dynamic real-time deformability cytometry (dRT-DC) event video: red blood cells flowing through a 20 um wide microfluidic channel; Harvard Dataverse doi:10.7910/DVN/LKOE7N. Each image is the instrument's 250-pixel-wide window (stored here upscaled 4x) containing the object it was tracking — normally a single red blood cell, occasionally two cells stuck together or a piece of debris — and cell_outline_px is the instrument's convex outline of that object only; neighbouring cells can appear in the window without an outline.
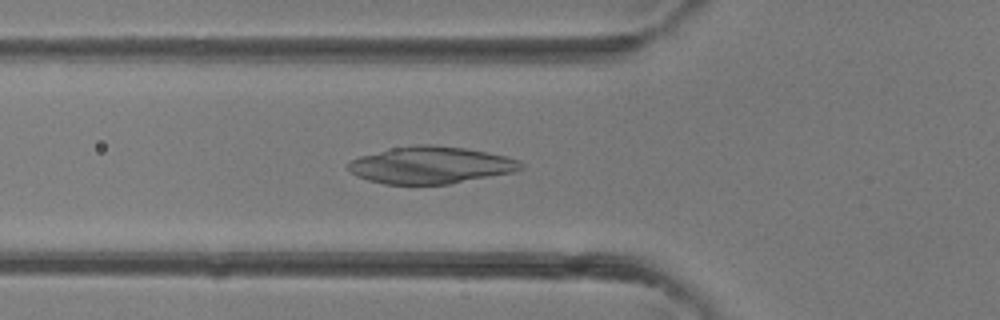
{"species": "common noctule bat (a hibernating species)", "species_latin": "Nyctalus noctula", "temperature_condition": "room temperature", "stored_images_in_passage": 40, "camera_frame_rate_fps": 3000, "um_per_image_px": 0.085, "animal": {"sex": "female"}, "frame": {"image": 1, "passage_image": 14, "time_ms": 4.333, "image_size_px": [1000, 320], "cell_outline_px": [[524, 168], [512, 172], [448, 184], [384, 184], [368, 180], [356, 176], [348, 168], [348, 164], [352, 160], [360, 156], [388, 148], [416, 144], [436, 144], [464, 148], [488, 152], [520, 160], [524, 164]], "centroid_in_image_um": [36.61, 14.02], "position_along_channel_um": 89.2, "area_um2": 37.34}}
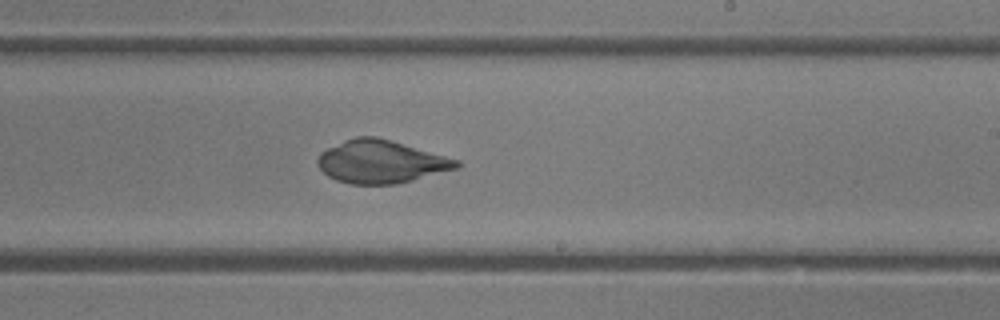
{"frame": {"image": 2, "passage_image": 24, "time_ms": 7.667, "image_size_px": [1000, 320], "cell_outline_px": [[460, 168], [396, 184], [352, 184], [336, 180], [328, 176], [320, 168], [316, 160], [320, 152], [344, 140], [356, 136], [376, 136], [460, 160]], "centroid_in_image_um": [32.38, 13.74], "position_along_channel_um": 256.6, "area_um2": 34.62}}
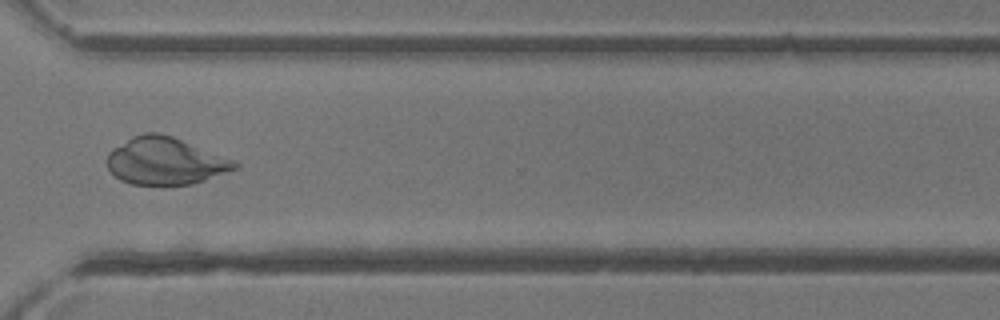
{"frame": {"image": 3, "passage_image": 30, "time_ms": 9.667, "image_size_px": [1000, 320], "cell_outline_px": [[240, 168], [192, 184], [164, 188], [160, 188], [132, 184], [120, 180], [108, 168], [108, 152], [112, 148], [132, 136], [144, 132], [160, 132], [172, 136], [236, 160], [240, 164]], "centroid_in_image_um": [14.07, 13.72], "position_along_channel_um": 356.5, "area_um2": 36.13}}